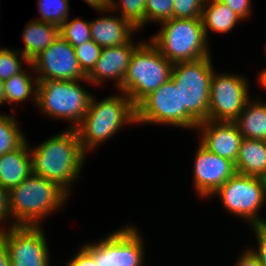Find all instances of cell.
Listing matches in <instances>:
<instances>
[{"label":"cell","mask_w":266,"mask_h":266,"mask_svg":"<svg viewBox=\"0 0 266 266\" xmlns=\"http://www.w3.org/2000/svg\"><path fill=\"white\" fill-rule=\"evenodd\" d=\"M234 266H263L258 257L251 251V249H247L244 251Z\"/></svg>","instance_id":"cell-36"},{"label":"cell","mask_w":266,"mask_h":266,"mask_svg":"<svg viewBox=\"0 0 266 266\" xmlns=\"http://www.w3.org/2000/svg\"><path fill=\"white\" fill-rule=\"evenodd\" d=\"M161 24L150 41L172 64L210 56L202 19L172 18Z\"/></svg>","instance_id":"cell-5"},{"label":"cell","mask_w":266,"mask_h":266,"mask_svg":"<svg viewBox=\"0 0 266 266\" xmlns=\"http://www.w3.org/2000/svg\"><path fill=\"white\" fill-rule=\"evenodd\" d=\"M137 31L130 22L122 17L105 15L90 21L92 40L101 48L118 46L132 40L133 31Z\"/></svg>","instance_id":"cell-17"},{"label":"cell","mask_w":266,"mask_h":266,"mask_svg":"<svg viewBox=\"0 0 266 266\" xmlns=\"http://www.w3.org/2000/svg\"><path fill=\"white\" fill-rule=\"evenodd\" d=\"M212 67L210 56L172 66L171 78L180 90L182 128L196 129L208 118Z\"/></svg>","instance_id":"cell-2"},{"label":"cell","mask_w":266,"mask_h":266,"mask_svg":"<svg viewBox=\"0 0 266 266\" xmlns=\"http://www.w3.org/2000/svg\"><path fill=\"white\" fill-rule=\"evenodd\" d=\"M146 1L120 0L119 4H116L114 0H111L108 12H113L120 6L121 17L130 22L136 29H140L146 24Z\"/></svg>","instance_id":"cell-26"},{"label":"cell","mask_w":266,"mask_h":266,"mask_svg":"<svg viewBox=\"0 0 266 266\" xmlns=\"http://www.w3.org/2000/svg\"><path fill=\"white\" fill-rule=\"evenodd\" d=\"M119 94L98 103L92 96L86 115L75 128L85 153L100 146L98 144L117 133L123 124H137L135 105L124 92Z\"/></svg>","instance_id":"cell-4"},{"label":"cell","mask_w":266,"mask_h":266,"mask_svg":"<svg viewBox=\"0 0 266 266\" xmlns=\"http://www.w3.org/2000/svg\"><path fill=\"white\" fill-rule=\"evenodd\" d=\"M0 231V266H11L10 255L5 240V226Z\"/></svg>","instance_id":"cell-37"},{"label":"cell","mask_w":266,"mask_h":266,"mask_svg":"<svg viewBox=\"0 0 266 266\" xmlns=\"http://www.w3.org/2000/svg\"><path fill=\"white\" fill-rule=\"evenodd\" d=\"M233 12H235L242 20L247 19L250 15V0H220Z\"/></svg>","instance_id":"cell-33"},{"label":"cell","mask_w":266,"mask_h":266,"mask_svg":"<svg viewBox=\"0 0 266 266\" xmlns=\"http://www.w3.org/2000/svg\"><path fill=\"white\" fill-rule=\"evenodd\" d=\"M26 72L27 70L21 71L4 81L5 103L22 102L30 95L37 101V88L33 90V84L37 86L38 79L36 78L33 82L32 76L30 77Z\"/></svg>","instance_id":"cell-23"},{"label":"cell","mask_w":266,"mask_h":266,"mask_svg":"<svg viewBox=\"0 0 266 266\" xmlns=\"http://www.w3.org/2000/svg\"><path fill=\"white\" fill-rule=\"evenodd\" d=\"M193 167L196 192L202 197L213 196L220 186L237 173L233 161L208 151L201 144Z\"/></svg>","instance_id":"cell-14"},{"label":"cell","mask_w":266,"mask_h":266,"mask_svg":"<svg viewBox=\"0 0 266 266\" xmlns=\"http://www.w3.org/2000/svg\"><path fill=\"white\" fill-rule=\"evenodd\" d=\"M97 266H142L144 246L135 227L126 226L110 233L98 243L85 244Z\"/></svg>","instance_id":"cell-9"},{"label":"cell","mask_w":266,"mask_h":266,"mask_svg":"<svg viewBox=\"0 0 266 266\" xmlns=\"http://www.w3.org/2000/svg\"><path fill=\"white\" fill-rule=\"evenodd\" d=\"M201 19L206 37L209 29L220 33H227L235 27L237 22L242 21L235 12L220 0H206Z\"/></svg>","instance_id":"cell-22"},{"label":"cell","mask_w":266,"mask_h":266,"mask_svg":"<svg viewBox=\"0 0 266 266\" xmlns=\"http://www.w3.org/2000/svg\"><path fill=\"white\" fill-rule=\"evenodd\" d=\"M67 19L59 28L60 36L73 47L79 46L91 40L90 21L75 18L72 21Z\"/></svg>","instance_id":"cell-27"},{"label":"cell","mask_w":266,"mask_h":266,"mask_svg":"<svg viewBox=\"0 0 266 266\" xmlns=\"http://www.w3.org/2000/svg\"><path fill=\"white\" fill-rule=\"evenodd\" d=\"M68 266H97L93 255L82 246L76 255L69 260Z\"/></svg>","instance_id":"cell-34"},{"label":"cell","mask_w":266,"mask_h":266,"mask_svg":"<svg viewBox=\"0 0 266 266\" xmlns=\"http://www.w3.org/2000/svg\"><path fill=\"white\" fill-rule=\"evenodd\" d=\"M235 167L239 174L266 179V141L243 138Z\"/></svg>","instance_id":"cell-20"},{"label":"cell","mask_w":266,"mask_h":266,"mask_svg":"<svg viewBox=\"0 0 266 266\" xmlns=\"http://www.w3.org/2000/svg\"><path fill=\"white\" fill-rule=\"evenodd\" d=\"M234 122L243 138L266 141V103L249 99Z\"/></svg>","instance_id":"cell-21"},{"label":"cell","mask_w":266,"mask_h":266,"mask_svg":"<svg viewBox=\"0 0 266 266\" xmlns=\"http://www.w3.org/2000/svg\"><path fill=\"white\" fill-rule=\"evenodd\" d=\"M219 195L226 210L251 222V226L265 223L257 211L266 201V179L236 173L213 195Z\"/></svg>","instance_id":"cell-8"},{"label":"cell","mask_w":266,"mask_h":266,"mask_svg":"<svg viewBox=\"0 0 266 266\" xmlns=\"http://www.w3.org/2000/svg\"><path fill=\"white\" fill-rule=\"evenodd\" d=\"M173 0H147L146 23L165 22L173 18Z\"/></svg>","instance_id":"cell-30"},{"label":"cell","mask_w":266,"mask_h":266,"mask_svg":"<svg viewBox=\"0 0 266 266\" xmlns=\"http://www.w3.org/2000/svg\"><path fill=\"white\" fill-rule=\"evenodd\" d=\"M29 66L39 73L36 77L38 81H87V75L81 70L73 46L61 36L38 54Z\"/></svg>","instance_id":"cell-11"},{"label":"cell","mask_w":266,"mask_h":266,"mask_svg":"<svg viewBox=\"0 0 266 266\" xmlns=\"http://www.w3.org/2000/svg\"><path fill=\"white\" fill-rule=\"evenodd\" d=\"M19 128L15 117L0 114V156L18 149L26 141Z\"/></svg>","instance_id":"cell-24"},{"label":"cell","mask_w":266,"mask_h":266,"mask_svg":"<svg viewBox=\"0 0 266 266\" xmlns=\"http://www.w3.org/2000/svg\"><path fill=\"white\" fill-rule=\"evenodd\" d=\"M10 217L9 213V191L4 189L0 185V224ZM0 231H3V228H0Z\"/></svg>","instance_id":"cell-35"},{"label":"cell","mask_w":266,"mask_h":266,"mask_svg":"<svg viewBox=\"0 0 266 266\" xmlns=\"http://www.w3.org/2000/svg\"><path fill=\"white\" fill-rule=\"evenodd\" d=\"M173 64L151 42H142L133 52L122 84L136 106L144 97L171 78Z\"/></svg>","instance_id":"cell-6"},{"label":"cell","mask_w":266,"mask_h":266,"mask_svg":"<svg viewBox=\"0 0 266 266\" xmlns=\"http://www.w3.org/2000/svg\"><path fill=\"white\" fill-rule=\"evenodd\" d=\"M196 129L202 131L199 142L202 146L235 163L243 139L235 122L206 120L200 122Z\"/></svg>","instance_id":"cell-15"},{"label":"cell","mask_w":266,"mask_h":266,"mask_svg":"<svg viewBox=\"0 0 266 266\" xmlns=\"http://www.w3.org/2000/svg\"><path fill=\"white\" fill-rule=\"evenodd\" d=\"M73 48L81 70L88 75L95 67L97 60L100 58L102 48L92 39Z\"/></svg>","instance_id":"cell-29"},{"label":"cell","mask_w":266,"mask_h":266,"mask_svg":"<svg viewBox=\"0 0 266 266\" xmlns=\"http://www.w3.org/2000/svg\"><path fill=\"white\" fill-rule=\"evenodd\" d=\"M27 140L13 151L0 156V185L10 191L33 174Z\"/></svg>","instance_id":"cell-18"},{"label":"cell","mask_w":266,"mask_h":266,"mask_svg":"<svg viewBox=\"0 0 266 266\" xmlns=\"http://www.w3.org/2000/svg\"><path fill=\"white\" fill-rule=\"evenodd\" d=\"M11 266H50L48 245L40 226H12L5 229Z\"/></svg>","instance_id":"cell-12"},{"label":"cell","mask_w":266,"mask_h":266,"mask_svg":"<svg viewBox=\"0 0 266 266\" xmlns=\"http://www.w3.org/2000/svg\"><path fill=\"white\" fill-rule=\"evenodd\" d=\"M25 47L22 53L30 62L60 36V28L39 20H31L23 30Z\"/></svg>","instance_id":"cell-19"},{"label":"cell","mask_w":266,"mask_h":266,"mask_svg":"<svg viewBox=\"0 0 266 266\" xmlns=\"http://www.w3.org/2000/svg\"><path fill=\"white\" fill-rule=\"evenodd\" d=\"M69 195L55 182L32 174L9 191L11 225L41 226V219L62 207Z\"/></svg>","instance_id":"cell-3"},{"label":"cell","mask_w":266,"mask_h":266,"mask_svg":"<svg viewBox=\"0 0 266 266\" xmlns=\"http://www.w3.org/2000/svg\"><path fill=\"white\" fill-rule=\"evenodd\" d=\"M206 0H173V18L201 19Z\"/></svg>","instance_id":"cell-31"},{"label":"cell","mask_w":266,"mask_h":266,"mask_svg":"<svg viewBox=\"0 0 266 266\" xmlns=\"http://www.w3.org/2000/svg\"><path fill=\"white\" fill-rule=\"evenodd\" d=\"M18 55L19 53L16 50L13 51L8 48L0 49V80H8L13 75L23 71L20 57L28 65L31 63L22 53L21 56Z\"/></svg>","instance_id":"cell-28"},{"label":"cell","mask_w":266,"mask_h":266,"mask_svg":"<svg viewBox=\"0 0 266 266\" xmlns=\"http://www.w3.org/2000/svg\"><path fill=\"white\" fill-rule=\"evenodd\" d=\"M33 174L53 181L68 194L80 174L86 153L77 131L70 128L30 149Z\"/></svg>","instance_id":"cell-1"},{"label":"cell","mask_w":266,"mask_h":266,"mask_svg":"<svg viewBox=\"0 0 266 266\" xmlns=\"http://www.w3.org/2000/svg\"><path fill=\"white\" fill-rule=\"evenodd\" d=\"M39 21L60 27L68 18L69 0H38Z\"/></svg>","instance_id":"cell-25"},{"label":"cell","mask_w":266,"mask_h":266,"mask_svg":"<svg viewBox=\"0 0 266 266\" xmlns=\"http://www.w3.org/2000/svg\"><path fill=\"white\" fill-rule=\"evenodd\" d=\"M88 5L98 11L107 12L110 9L111 0H84Z\"/></svg>","instance_id":"cell-38"},{"label":"cell","mask_w":266,"mask_h":266,"mask_svg":"<svg viewBox=\"0 0 266 266\" xmlns=\"http://www.w3.org/2000/svg\"><path fill=\"white\" fill-rule=\"evenodd\" d=\"M248 87L244 77L213 72L207 120L234 122L250 99Z\"/></svg>","instance_id":"cell-10"},{"label":"cell","mask_w":266,"mask_h":266,"mask_svg":"<svg viewBox=\"0 0 266 266\" xmlns=\"http://www.w3.org/2000/svg\"><path fill=\"white\" fill-rule=\"evenodd\" d=\"M136 123L181 127V97L172 78L144 97L136 106Z\"/></svg>","instance_id":"cell-13"},{"label":"cell","mask_w":266,"mask_h":266,"mask_svg":"<svg viewBox=\"0 0 266 266\" xmlns=\"http://www.w3.org/2000/svg\"><path fill=\"white\" fill-rule=\"evenodd\" d=\"M5 104L4 81L0 80V105Z\"/></svg>","instance_id":"cell-40"},{"label":"cell","mask_w":266,"mask_h":266,"mask_svg":"<svg viewBox=\"0 0 266 266\" xmlns=\"http://www.w3.org/2000/svg\"><path fill=\"white\" fill-rule=\"evenodd\" d=\"M257 80H259L258 82L261 84V86L266 88V69L259 74Z\"/></svg>","instance_id":"cell-39"},{"label":"cell","mask_w":266,"mask_h":266,"mask_svg":"<svg viewBox=\"0 0 266 266\" xmlns=\"http://www.w3.org/2000/svg\"><path fill=\"white\" fill-rule=\"evenodd\" d=\"M77 81H38L37 101L41 111L51 118L70 120L75 129L86 115L92 98Z\"/></svg>","instance_id":"cell-7"},{"label":"cell","mask_w":266,"mask_h":266,"mask_svg":"<svg viewBox=\"0 0 266 266\" xmlns=\"http://www.w3.org/2000/svg\"><path fill=\"white\" fill-rule=\"evenodd\" d=\"M251 227H253L258 240V247L256 250L251 248V251L258 257L259 262L266 266V222Z\"/></svg>","instance_id":"cell-32"},{"label":"cell","mask_w":266,"mask_h":266,"mask_svg":"<svg viewBox=\"0 0 266 266\" xmlns=\"http://www.w3.org/2000/svg\"><path fill=\"white\" fill-rule=\"evenodd\" d=\"M134 44L131 40L118 46L102 48L100 58L95 67L87 75V82L101 84L103 79H114L116 87L122 92V84L128 70L131 56L135 49L142 43Z\"/></svg>","instance_id":"cell-16"}]
</instances>
